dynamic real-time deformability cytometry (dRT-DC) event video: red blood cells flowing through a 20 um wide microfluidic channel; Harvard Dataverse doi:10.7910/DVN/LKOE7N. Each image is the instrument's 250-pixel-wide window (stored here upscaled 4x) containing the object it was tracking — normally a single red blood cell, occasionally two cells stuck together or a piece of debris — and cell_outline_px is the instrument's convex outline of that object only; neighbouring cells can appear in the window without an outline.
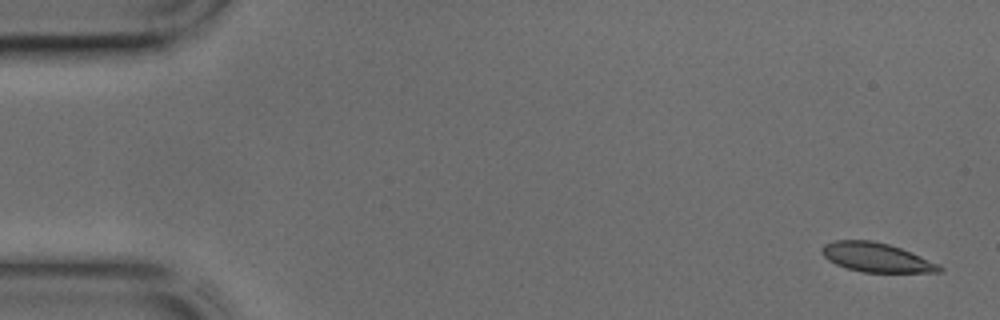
{"species": "common noctule bat (a hibernating species)", "species_latin": "Nyctalus noctula", "temperature_condition": "cold", "stored_images_in_passage": 43, "camera_frame_rate_fps": 3000, "um_per_image_px": 0.085, "animal": {"sex": "male", "body_mass_g": 17.9, "forearm_length_mm": 54.2}, "frame": {"image": 1, "passage_image": 1, "time_ms": 0.0, "image_size_px": [1000, 320], "cell_outline_px": [[944, 268], [940, 272], [864, 272], [848, 268], [836, 264], [828, 260], [820, 252], [820, 248], [824, 244], [836, 240], [872, 240], [888, 244], [900, 248], [940, 264]], "centroid_in_image_um": [74.47, 21.87], "position_along_channel_um": 10.5, "area_um2": 19.88}}
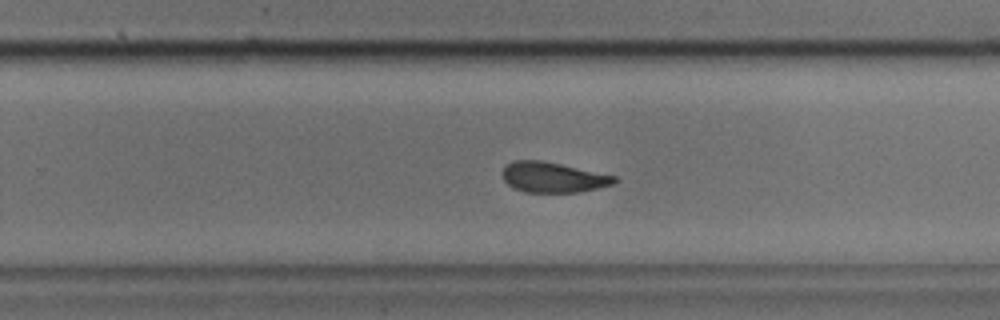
{"frame": {"image": 2, "passage_image": 27, "time_ms": 8.667, "image_size_px": [1000, 320], "cell_outline_px": [[616, 180], [612, 184], [580, 192], [524, 192], [512, 188], [504, 180], [504, 168], [512, 160], [544, 160], [616, 176]], "centroid_in_image_um": [46.98, 15.06], "position_along_channel_um": 282.8, "area_um2": 19.65}}
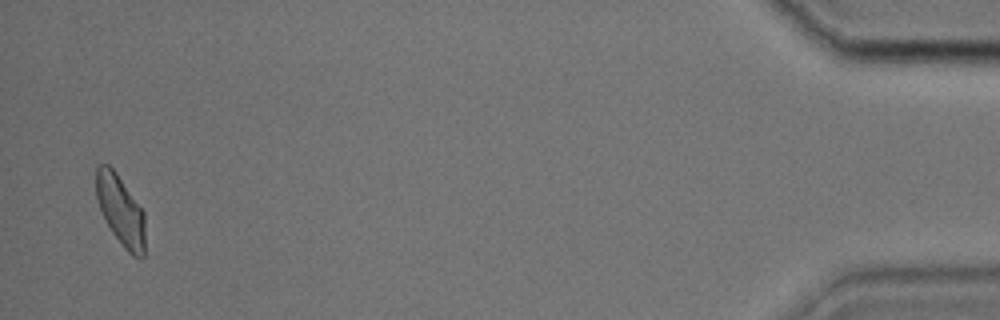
{"frame": {"image": 3, "passage_image": 42, "time_ms": 13.667, "image_size_px": [1000, 320], "cell_outline_px": [[144, 256], [132, 256], [124, 248], [112, 232], [104, 220], [96, 196], [96, 168], [100, 164], [108, 164], [116, 172], [144, 212]], "centroid_in_image_um": [10.23, 17.87], "position_along_channel_um": 425.0, "area_um2": 19.83}}